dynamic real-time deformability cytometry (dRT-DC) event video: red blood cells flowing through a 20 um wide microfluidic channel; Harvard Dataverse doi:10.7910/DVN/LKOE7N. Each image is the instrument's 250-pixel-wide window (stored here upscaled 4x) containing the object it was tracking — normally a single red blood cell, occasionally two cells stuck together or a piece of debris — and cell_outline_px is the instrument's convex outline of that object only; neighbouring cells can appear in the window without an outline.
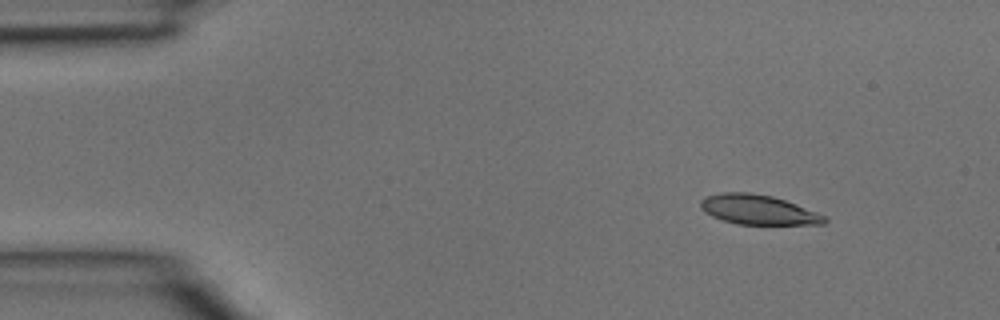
{"species": "common noctule bat (a hibernating species)", "species_latin": "Nyctalus noctula", "temperature_condition": "room temperature", "stored_images_in_passage": 2, "camera_frame_rate_fps": 3000, "um_per_image_px": 0.085, "animal": {"sex": "male", "body_mass_g": 15.6}, "frame": {"image": 1, "passage_image": 1, "time_ms": 0.0, "image_size_px": [1000, 320], "cell_outline_px": [[828, 220], [824, 224], [736, 224], [712, 216], [704, 212], [700, 208], [700, 200], [708, 196], [720, 192], [752, 192], [772, 196], [796, 204], [816, 212], [824, 216]], "centroid_in_image_um": [64.41, 17.82], "position_along_channel_um": 20.6, "area_um2": 21.33}}